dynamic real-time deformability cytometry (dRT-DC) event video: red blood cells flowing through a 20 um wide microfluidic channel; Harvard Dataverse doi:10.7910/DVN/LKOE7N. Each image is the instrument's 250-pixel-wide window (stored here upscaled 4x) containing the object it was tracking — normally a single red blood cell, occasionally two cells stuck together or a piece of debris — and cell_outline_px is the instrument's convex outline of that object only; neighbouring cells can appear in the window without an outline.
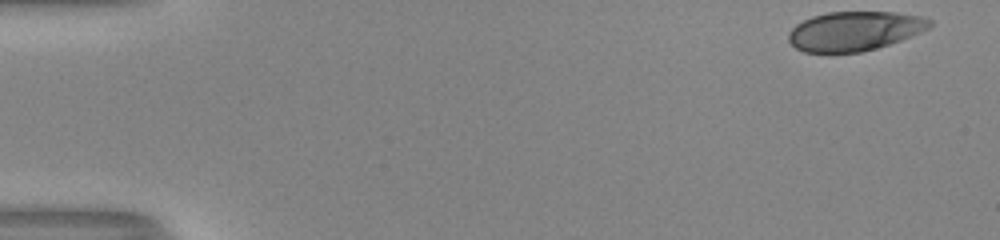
{"species": "human", "species_latin": "Homo sapiens", "temperature_condition": "room temperature", "stored_images_in_passage": 45, "camera_frame_rate_fps": 3000, "um_per_image_px": 0.085, "donor": {"sex": "male"}, "frame": {"image": 1, "passage_image": 1, "time_ms": 0.0, "image_size_px": [1000, 240], "cell_outline_px": [[932, 24], [928, 28], [920, 32], [900, 40], [876, 48], [860, 52], [804, 52], [796, 48], [788, 40], [788, 32], [796, 24], [812, 16], [828, 12], [892, 12], [920, 16], [932, 20]], "centroid_in_image_um": [72.61, 2.63], "position_along_channel_um": 12.4, "area_um2": 32.08}}
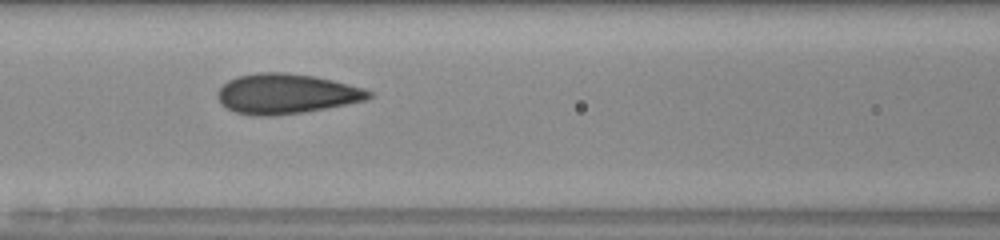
{"frame": {"image": 2, "passage_image": 22, "time_ms": 7.0, "image_size_px": [1000, 240], "cell_outline_px": [[372, 96], [364, 100], [304, 112], [276, 116], [252, 116], [236, 112], [220, 104], [216, 96], [216, 92], [228, 80], [236, 76], [256, 72], [284, 72], [312, 76], [332, 80], [364, 88], [372, 92]], "centroid_in_image_um": [24.26, 7.97], "position_along_channel_um": 142.3, "area_um2": 35.26}}
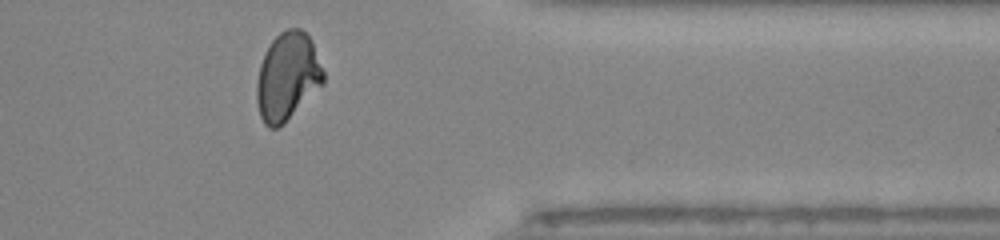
{"frame": {"image": 3, "passage_image": 41, "time_ms": 13.333, "image_size_px": [1000, 240], "cell_outline_px": [[324, 84], [284, 124], [276, 128], [268, 128], [264, 124], [260, 116], [256, 100], [256, 84], [260, 64], [264, 52], [272, 40], [280, 32], [288, 28], [300, 28], [312, 40], [324, 72]], "centroid_in_image_um": [24.43, 6.52], "position_along_channel_um": 387.0, "area_um2": 34.45}, "authors_computed_cell_mechanics": {"area_um2": 33.9864, "velocity_mm_per_s": 4.0793, "shape_relaxation_time_tau1_ms": 8.053, "shape_relaxation_time_tau2_ms": null, "deformation_change_tau1": 0.2238, "deformation_change_tau2": null}}